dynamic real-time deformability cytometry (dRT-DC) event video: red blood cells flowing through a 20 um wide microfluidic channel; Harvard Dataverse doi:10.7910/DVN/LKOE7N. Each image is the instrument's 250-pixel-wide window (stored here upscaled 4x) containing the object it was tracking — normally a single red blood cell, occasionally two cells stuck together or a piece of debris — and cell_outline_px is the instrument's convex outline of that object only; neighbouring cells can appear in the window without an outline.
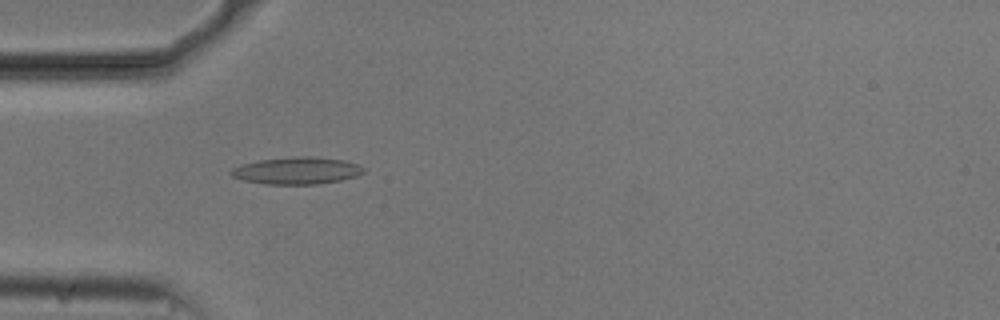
{"species": "common noctule bat (a hibernating species)", "species_latin": "Nyctalus noctula", "temperature_condition": "cold", "stored_images_in_passage": 33, "camera_frame_rate_fps": 3000, "um_per_image_px": 0.085, "animal": {"sex": "male", "body_mass_g": 20.5, "forearm_length_mm": 52.5}, "frame": {"image": 1, "passage_image": 1, "time_ms": 0.0, "image_size_px": [1000, 320], "cell_outline_px": [[364, 172], [356, 176], [340, 180], [316, 184], [264, 184], [244, 180], [232, 176], [228, 172], [232, 168], [244, 164], [260, 160], [296, 156], [312, 156], [344, 160], [356, 164], [364, 168]], "centroid_in_image_um": [25.22, 14.5], "position_along_channel_um": 59.8, "area_um2": 20.75}}
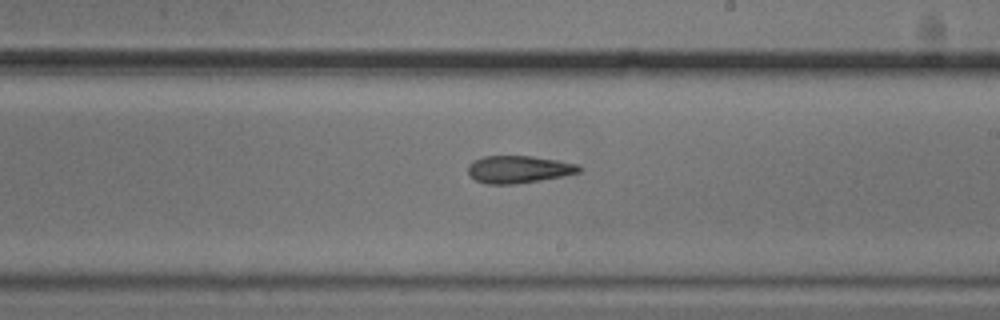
{"frame": {"image": 2, "passage_image": 16, "time_ms": 5.0, "image_size_px": [1000, 320], "cell_outline_px": [[580, 172], [540, 180], [512, 184], [484, 184], [476, 180], [468, 172], [468, 164], [472, 160], [484, 156], [532, 156], [556, 160], [576, 164], [580, 168]], "centroid_in_image_um": [44.02, 14.39], "position_along_channel_um": 245.0, "area_um2": 17.51}}
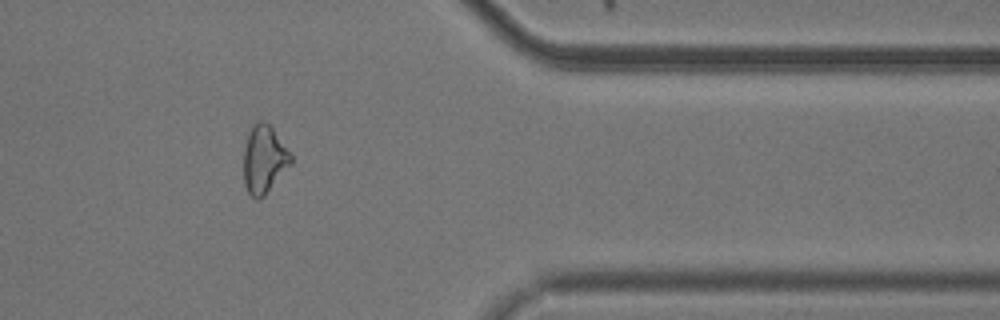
{"frame": {"image": 3, "passage_image": 29, "time_ms": 9.333, "image_size_px": [1000, 320], "cell_outline_px": [[292, 164], [264, 196], [260, 200], [256, 200], [248, 192], [244, 184], [244, 148], [248, 132], [252, 124], [256, 120], [260, 120], [268, 124], [272, 128], [292, 156]], "centroid_in_image_um": [22.43, 13.56], "position_along_channel_um": 389.0, "area_um2": 18.73}, "authors_computed_cell_mechanics": {"area_um2": 18.1492, "velocity_mm_per_s": 3.7332, "shape_relaxation_time_tau1_ms": 10.5087, "shape_relaxation_time_tau2_ms": 3.659, "deformation_change_tau1": 0.2246, "deformation_change_tau2": 0.1268}}